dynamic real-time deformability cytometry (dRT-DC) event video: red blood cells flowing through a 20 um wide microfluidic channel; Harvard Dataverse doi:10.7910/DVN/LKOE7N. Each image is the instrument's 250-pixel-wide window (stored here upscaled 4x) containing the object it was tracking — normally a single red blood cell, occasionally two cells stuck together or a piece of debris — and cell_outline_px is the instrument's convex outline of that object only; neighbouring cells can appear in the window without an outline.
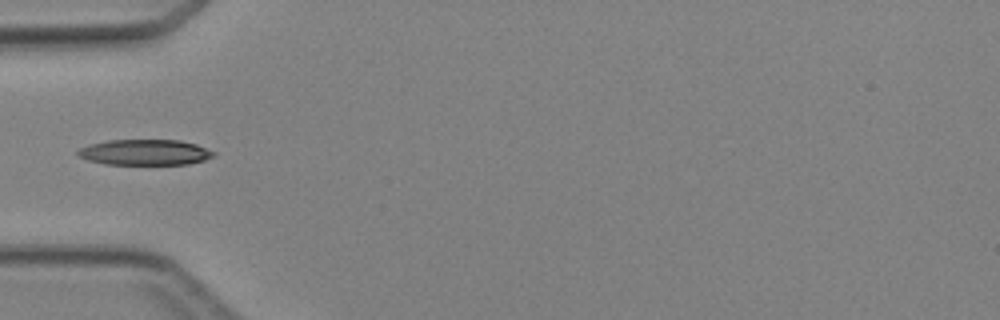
{"species": "Egyptian fruit bat (a non-hibernating species)", "species_latin": "Rousettus aegyptiacus", "temperature_condition": "cold", "stored_images_in_passage": 3, "camera_frame_rate_fps": 3000, "um_per_image_px": 0.085, "animal": {"sex": "female"}, "frame": {"image": 1, "passage_image": 3, "time_ms": 3.0, "image_size_px": [1000, 320], "cell_outline_px": [[216, 152], [212, 156], [204, 160], [188, 164], [104, 164], [88, 160], [80, 156], [76, 152], [80, 148], [88, 144], [108, 140], [180, 140], [196, 144]], "centroid_in_image_um": [12.3, 12.94], "position_along_channel_um": 72.7, "area_um2": 20.23}}